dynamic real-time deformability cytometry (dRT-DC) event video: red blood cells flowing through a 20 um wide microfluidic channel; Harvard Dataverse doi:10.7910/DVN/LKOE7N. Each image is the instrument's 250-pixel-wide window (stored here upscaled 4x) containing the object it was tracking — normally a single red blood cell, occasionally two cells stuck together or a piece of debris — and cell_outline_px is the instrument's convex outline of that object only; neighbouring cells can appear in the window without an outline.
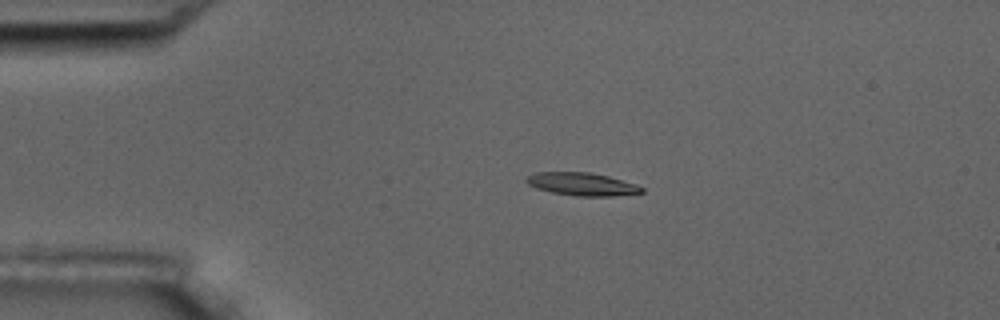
{"species": "common noctule bat (a hibernating species)", "species_latin": "Nyctalus noctula", "temperature_condition": "room temperature", "stored_images_in_passage": 7, "camera_frame_rate_fps": 3000, "um_per_image_px": 0.085, "animal": {"sex": "male", "body_mass_g": 17.5, "forearm_length_mm": 52.3}, "frame": {"image": 1, "passage_image": 2, "time_ms": 1.0, "image_size_px": [1000, 320], "cell_outline_px": [[644, 192], [612, 196], [576, 196], [552, 192], [536, 188], [528, 184], [524, 180], [528, 176], [536, 172], [588, 172], [608, 176], [636, 184], [644, 188]], "centroid_in_image_um": [49.46, 15.65], "position_along_channel_um": 35.5, "area_um2": 15.32}}
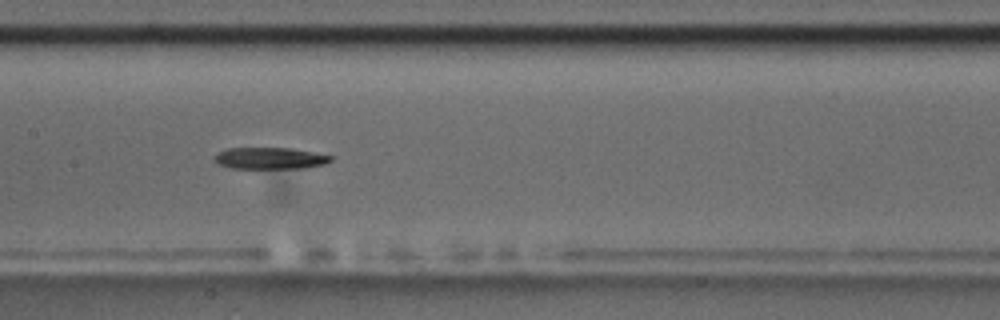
{"frame": {"image": 2, "passage_image": 6, "time_ms": 6.333, "image_size_px": [1000, 320], "cell_outline_px": [[332, 160], [324, 164], [304, 168], [232, 168], [216, 164], [212, 160], [212, 156], [216, 152], [228, 148], [292, 148], [332, 156]], "centroid_in_image_um": [22.86, 13.45], "position_along_channel_um": 184.5, "area_um2": 14.8}}
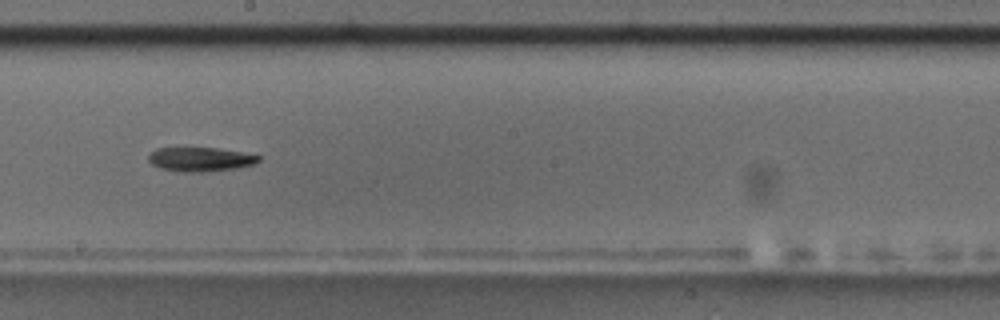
{"frame": {"image": 3, "passage_image": 7, "time_ms": 7.667, "image_size_px": [1000, 320], "cell_outline_px": [[260, 160], [256, 164], [236, 168], [204, 172], [184, 172], [160, 168], [152, 164], [148, 160], [148, 156], [156, 148], [216, 148], [240, 152], [260, 156]], "centroid_in_image_um": [17.03, 13.55], "position_along_channel_um": 231.2, "area_um2": 15.37}}